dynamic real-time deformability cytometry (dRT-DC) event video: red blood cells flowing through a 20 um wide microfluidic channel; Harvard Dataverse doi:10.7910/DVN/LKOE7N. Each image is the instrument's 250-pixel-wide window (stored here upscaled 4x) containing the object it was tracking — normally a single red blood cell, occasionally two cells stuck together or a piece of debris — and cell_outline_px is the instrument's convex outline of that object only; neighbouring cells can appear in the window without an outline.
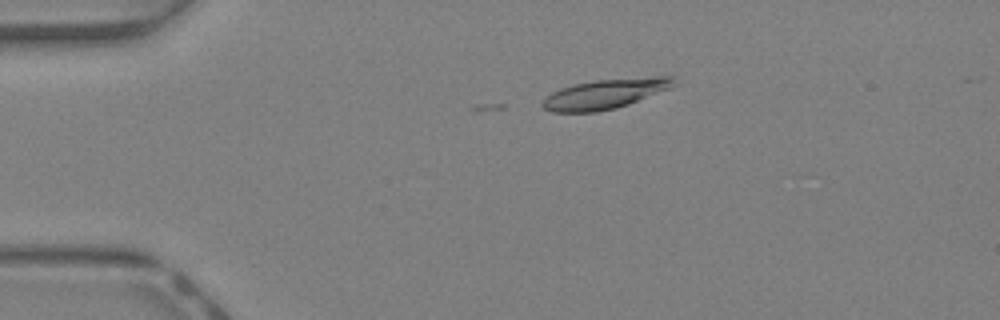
{"species": "Egyptian fruit bat (a non-hibernating species)", "species_latin": "Rousettus aegyptiacus", "temperature_condition": "warm", "stored_images_in_passage": 5, "camera_frame_rate_fps": 3000, "um_per_image_px": 0.085, "animal": {"sex": "female"}, "frame": {"image": 1, "passage_image": 1, "time_ms": 0.0, "image_size_px": [1000, 320], "cell_outline_px": [[676, 84], [672, 88], [628, 104], [616, 108], [596, 112], [552, 112], [544, 108], [540, 104], [544, 96], [560, 88], [576, 84], [596, 80], [656, 76], [672, 76]], "centroid_in_image_um": [51.43, 7.98], "position_along_channel_um": 33.6, "area_um2": 22.89}}